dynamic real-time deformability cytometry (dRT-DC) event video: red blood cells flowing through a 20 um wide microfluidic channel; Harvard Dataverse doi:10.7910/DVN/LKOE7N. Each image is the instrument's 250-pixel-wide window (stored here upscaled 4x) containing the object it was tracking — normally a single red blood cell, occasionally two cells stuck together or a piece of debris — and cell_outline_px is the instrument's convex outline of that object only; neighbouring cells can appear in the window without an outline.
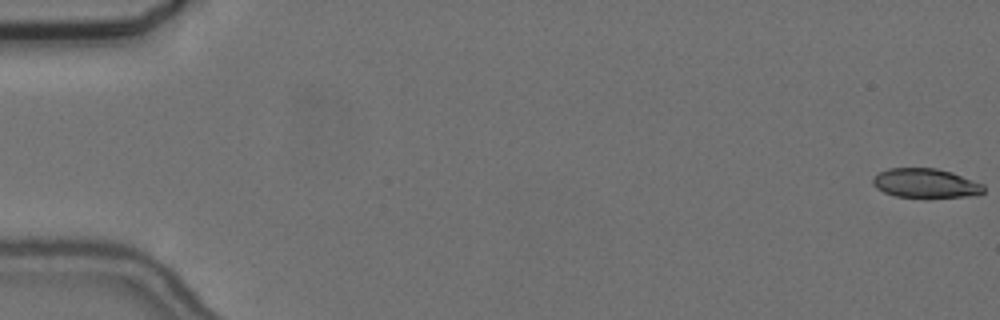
{"species": "common noctule bat (a hibernating species)", "species_latin": "Nyctalus noctula", "temperature_condition": "cold", "stored_images_in_passage": 57, "camera_frame_rate_fps": 3000, "um_per_image_px": 0.085, "animal": {"sex": "female", "body_mass_g": 24.6, "forearm_length_mm": 56.2}, "frame": {"image": 1, "passage_image": 1, "time_ms": 0.0, "image_size_px": [1000, 320], "cell_outline_px": [[984, 192], [976, 196], [896, 196], [884, 192], [876, 188], [872, 184], [872, 180], [880, 172], [888, 168], [936, 168], [952, 172], [984, 184]], "centroid_in_image_um": [78.69, 15.55], "position_along_channel_um": 6.3, "area_um2": 18.61}}
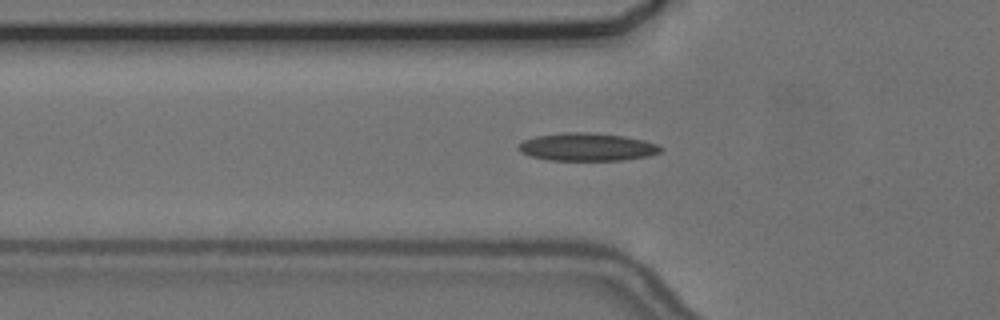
{"frame": {"image": 2, "passage_image": 20, "time_ms": 6.333, "image_size_px": [1000, 320], "cell_outline_px": [[664, 148], [660, 152], [648, 156], [624, 160], [548, 160], [532, 156], [520, 152], [516, 148], [524, 140], [536, 136], [564, 132], [588, 132], [624, 136], [644, 140], [656, 144]], "centroid_in_image_um": [49.91, 12.49], "position_along_channel_um": 75.9, "area_um2": 23.06}}
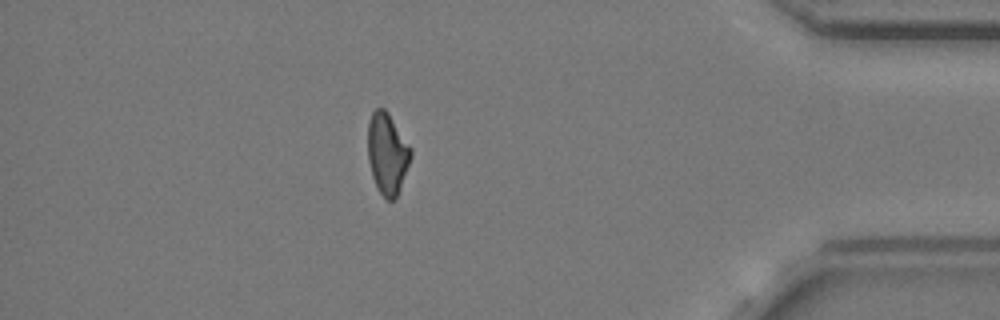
{"frame": {"image": 3, "passage_image": 50, "time_ms": 16.333, "image_size_px": [1000, 320], "cell_outline_px": [[412, 156], [400, 188], [396, 196], [392, 200], [388, 200], [376, 188], [372, 176], [368, 160], [368, 120], [372, 112], [376, 108], [384, 108], [388, 112], [412, 148]], "centroid_in_image_um": [32.92, 13.02], "position_along_channel_um": 402.3, "area_um2": 20.4}}